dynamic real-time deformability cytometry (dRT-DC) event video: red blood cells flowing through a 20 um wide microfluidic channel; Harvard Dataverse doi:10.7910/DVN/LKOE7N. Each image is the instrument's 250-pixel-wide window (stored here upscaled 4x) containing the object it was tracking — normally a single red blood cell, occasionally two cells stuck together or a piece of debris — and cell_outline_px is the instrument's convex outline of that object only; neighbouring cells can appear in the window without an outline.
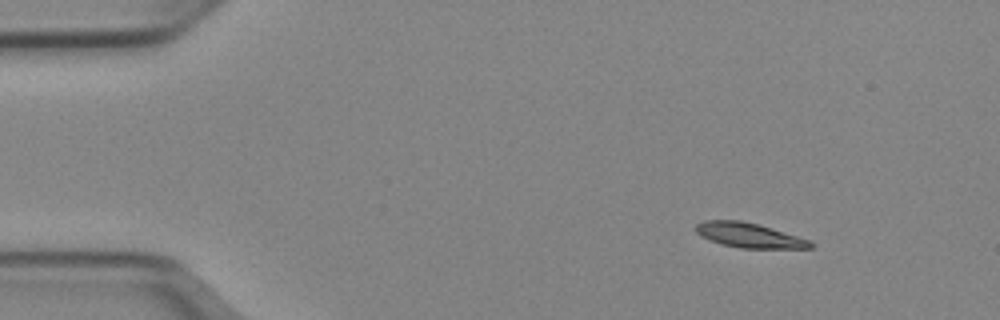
{"species": "Egyptian fruit bat (a non-hibernating species)", "species_latin": "Rousettus aegyptiacus", "temperature_condition": "cold", "stored_images_in_passage": 46, "camera_frame_rate_fps": 3000, "um_per_image_px": 0.085, "animal": {"sex": "female"}, "frame": {"image": 1, "passage_image": 1, "time_ms": 0.0, "image_size_px": [1000, 320], "cell_outline_px": [[812, 248], [740, 248], [720, 244], [700, 236], [692, 228], [696, 224], [704, 220], [740, 220], [756, 224], [812, 240]], "centroid_in_image_um": [63.62, 20.0], "position_along_channel_um": 21.4, "area_um2": 16.53}}
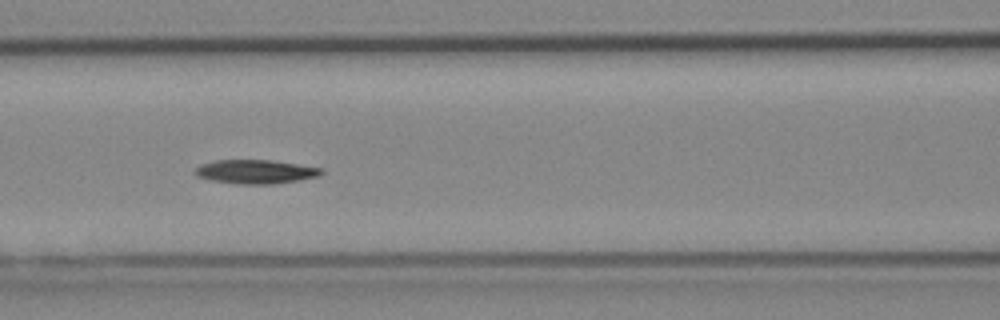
{"frame": {"image": 2, "passage_image": 17, "time_ms": 5.333, "image_size_px": [1000, 320], "cell_outline_px": [[324, 172], [320, 176], [300, 180], [272, 184], [236, 184], [212, 180], [196, 176], [192, 172], [200, 164], [216, 160], [268, 160], [324, 168]], "centroid_in_image_um": [21.72, 14.6], "position_along_channel_um": 144.9, "area_um2": 17.69}}
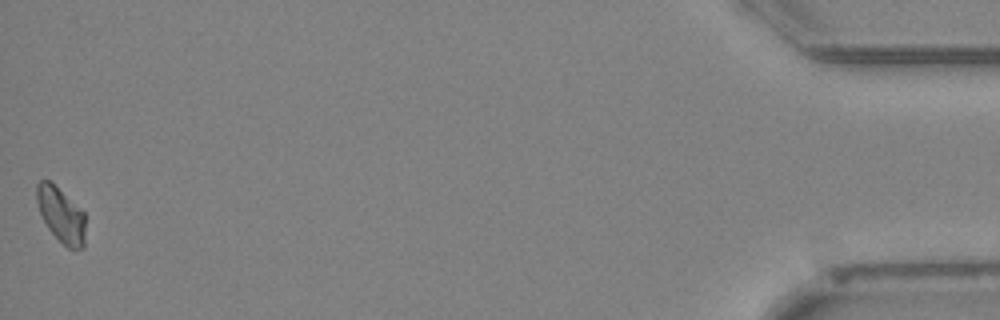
{"frame": {"image": 3, "passage_image": 46, "time_ms": 15.0, "image_size_px": [1000, 320], "cell_outline_px": [[84, 248], [68, 248], [48, 228], [40, 212], [36, 200], [36, 184], [40, 180], [48, 180], [84, 212]], "centroid_in_image_um": [5.17, 18.26], "position_along_channel_um": 430.0, "area_um2": 15.09}, "authors_computed_cell_mechanics": {"area_um2": 16.8198, "velocity_mm_per_s": 3.9318, "shape_relaxation_time_tau1_ms": 10.2166, "shape_relaxation_time_tau2_ms": null, "deformation_change_tau1": 0.1823, "deformation_change_tau2": null}}